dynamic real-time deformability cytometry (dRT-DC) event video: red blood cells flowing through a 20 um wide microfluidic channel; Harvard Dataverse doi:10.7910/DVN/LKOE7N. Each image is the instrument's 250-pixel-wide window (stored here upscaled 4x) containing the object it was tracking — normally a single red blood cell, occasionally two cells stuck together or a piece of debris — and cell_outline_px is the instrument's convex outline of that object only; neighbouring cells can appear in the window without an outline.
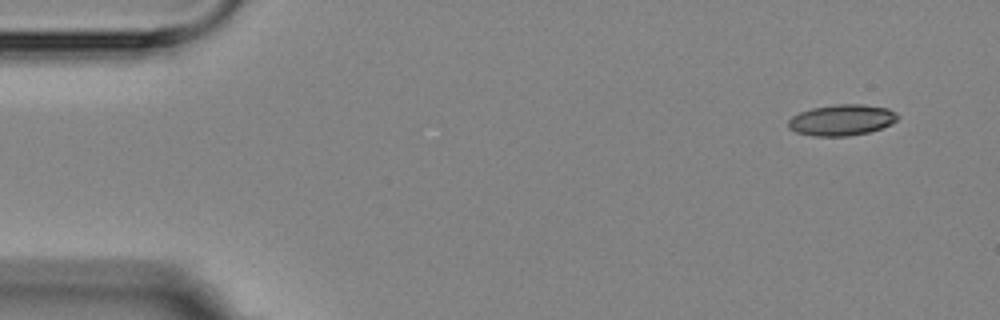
{"species": "Egyptian fruit bat (a non-hibernating species)", "species_latin": "Rousettus aegyptiacus", "temperature_condition": "room temperature", "stored_images_in_passage": 10, "camera_frame_rate_fps": 3000, "um_per_image_px": 0.085, "animal": {"sex": "female"}, "frame": {"image": 1, "passage_image": 1, "time_ms": 0.0, "image_size_px": [1000, 320], "cell_outline_px": [[900, 116], [892, 124], [868, 132], [848, 136], [812, 136], [796, 132], [788, 128], [788, 120], [792, 116], [800, 112], [812, 108], [836, 104], [860, 104], [888, 108], [896, 112]], "centroid_in_image_um": [71.54, 10.2], "position_along_channel_um": 13.5, "area_um2": 19.83}}
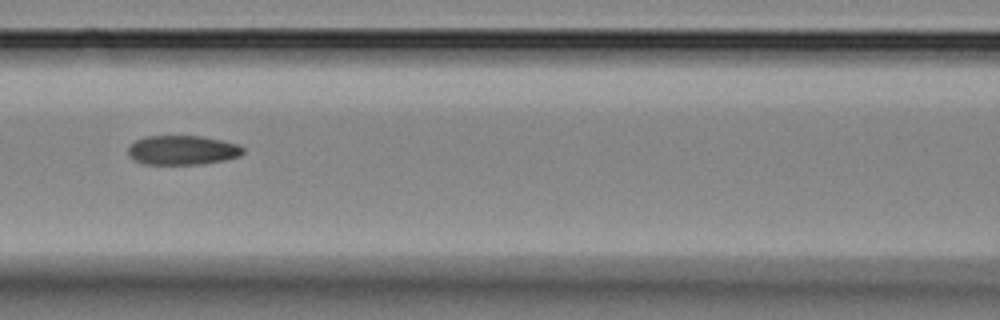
{"frame": {"image": 2, "passage_image": 6, "time_ms": 6.667, "image_size_px": [1000, 320], "cell_outline_px": [[244, 152], [240, 156], [224, 160], [204, 164], [144, 164], [132, 160], [128, 156], [128, 144], [144, 136], [200, 136], [220, 140], [236, 144], [244, 148]], "centroid_in_image_um": [15.45, 12.77], "position_along_channel_um": 151.2, "area_um2": 19.83}}
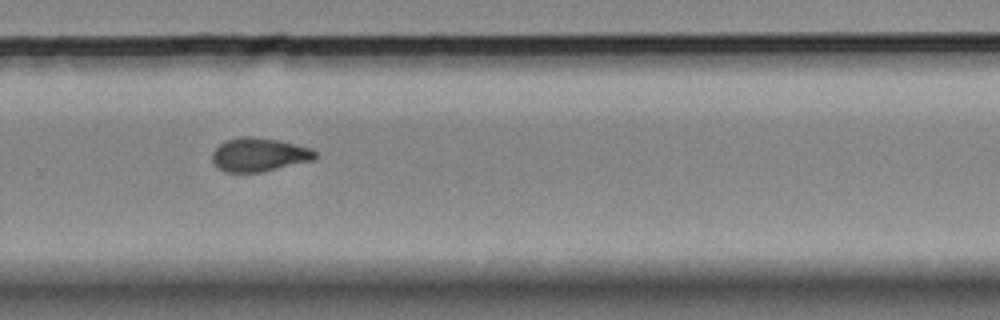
{"frame": {"image": 3, "passage_image": 10, "time_ms": 11.0, "image_size_px": [1000, 320], "cell_outline_px": [[316, 156], [312, 160], [260, 172], [224, 172], [212, 160], [212, 152], [224, 140], [240, 136], [252, 136], [276, 140], [308, 148], [316, 152]], "centroid_in_image_um": [21.96, 13.14], "position_along_channel_um": 307.8, "area_um2": 19.77}}